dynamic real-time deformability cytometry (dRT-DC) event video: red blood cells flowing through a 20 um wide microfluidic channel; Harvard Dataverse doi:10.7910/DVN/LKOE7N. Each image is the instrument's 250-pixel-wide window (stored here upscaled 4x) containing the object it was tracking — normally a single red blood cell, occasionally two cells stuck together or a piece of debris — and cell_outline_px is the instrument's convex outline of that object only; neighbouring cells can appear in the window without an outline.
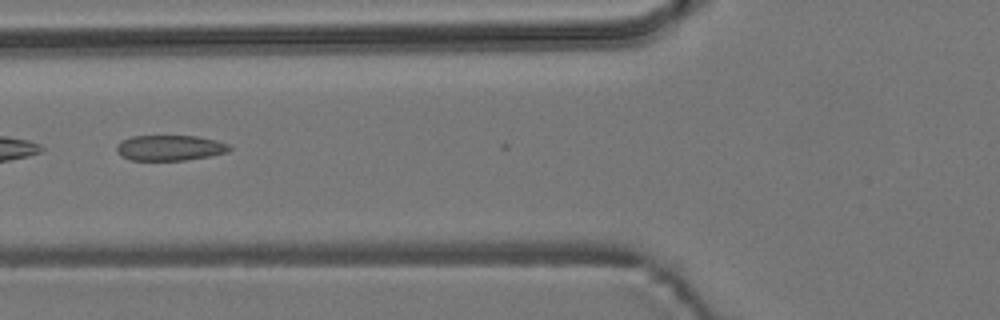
{"species": "common noctule bat (a hibernating species)", "species_latin": "Nyctalus noctula", "temperature_condition": "room temperature", "stored_images_in_passage": 2, "camera_frame_rate_fps": 3000, "um_per_image_px": 0.085, "animal": {"sex": "male", "body_mass_g": 19.2, "forearm_length_mm": 51.8}, "frame": {"image": 1, "passage_image": 2, "time_ms": 1.667, "image_size_px": [1000, 320], "cell_outline_px": [[232, 148], [228, 152], [208, 156], [184, 160], [132, 160], [120, 156], [116, 148], [116, 144], [132, 136], [196, 136], [216, 140], [228, 144]], "centroid_in_image_um": [14.43, 12.56], "position_along_channel_um": 111.4, "area_um2": 16.65}}